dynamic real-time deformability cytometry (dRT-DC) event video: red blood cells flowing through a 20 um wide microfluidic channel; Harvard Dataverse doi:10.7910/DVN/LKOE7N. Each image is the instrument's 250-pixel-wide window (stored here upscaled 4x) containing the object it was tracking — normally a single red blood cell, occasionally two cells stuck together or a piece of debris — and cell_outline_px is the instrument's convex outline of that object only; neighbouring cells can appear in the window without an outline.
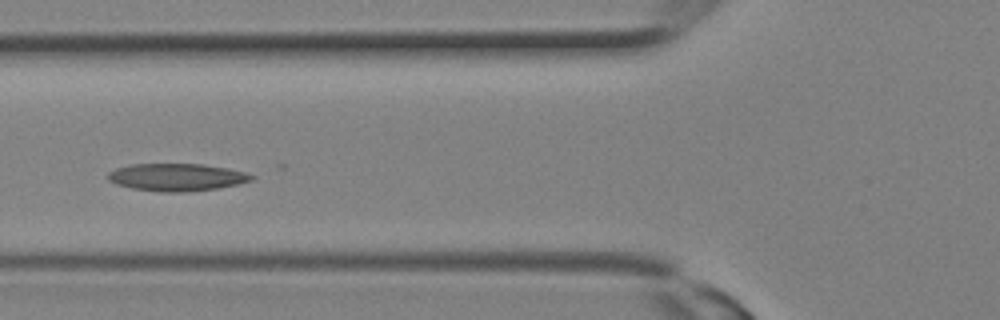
{"species": "Egyptian fruit bat (a non-hibernating species)", "species_latin": "Rousettus aegyptiacus", "temperature_condition": "room temperature", "stored_images_in_passage": 13, "camera_frame_rate_fps": 3000, "um_per_image_px": 0.085, "animal": {"sex": "female"}, "frame": {"image": 1, "passage_image": 10, "time_ms": 3.0, "image_size_px": [1000, 320], "cell_outline_px": [[256, 176], [252, 180], [236, 184], [216, 188], [184, 192], [160, 192], [132, 188], [116, 184], [108, 180], [108, 172], [116, 168], [132, 164], [200, 164], [228, 168], [244, 172]], "centroid_in_image_um": [15.0, 15.06], "position_along_channel_um": 110.8, "area_um2": 22.83}}
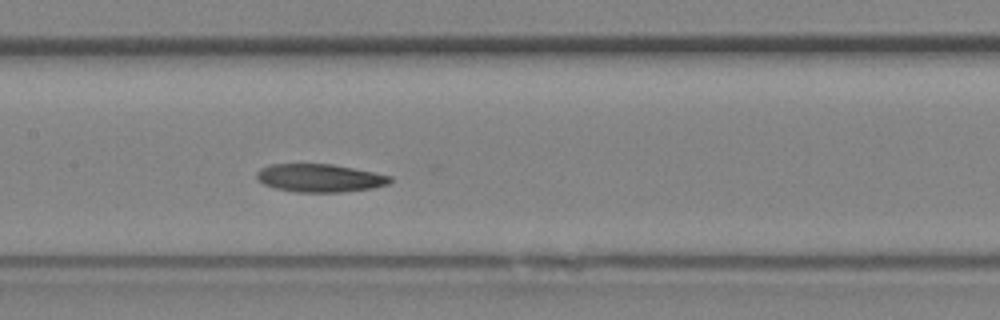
{"frame": {"image": 2, "passage_image": 13, "time_ms": 4.0, "image_size_px": [1000, 320], "cell_outline_px": [[392, 180], [388, 184], [372, 188], [340, 192], [296, 192], [276, 188], [264, 184], [256, 176], [256, 172], [260, 168], [272, 164], [332, 164], [392, 176]], "centroid_in_image_um": [27.17, 15.13], "position_along_channel_um": 180.2, "area_um2": 21.62}}